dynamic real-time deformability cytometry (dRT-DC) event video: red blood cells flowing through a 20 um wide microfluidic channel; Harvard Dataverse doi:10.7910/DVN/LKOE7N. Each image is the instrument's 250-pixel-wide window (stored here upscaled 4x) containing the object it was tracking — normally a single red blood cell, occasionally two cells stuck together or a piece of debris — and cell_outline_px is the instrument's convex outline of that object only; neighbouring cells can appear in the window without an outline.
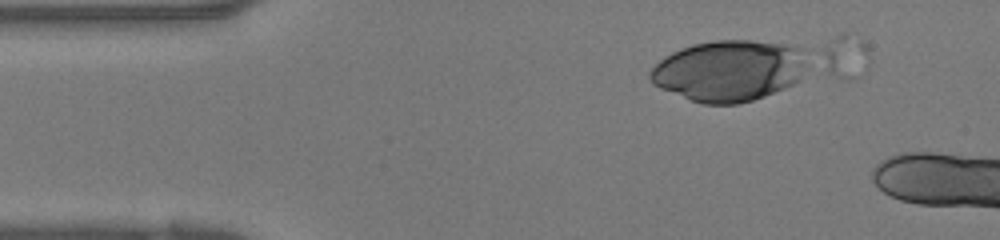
{"species": "human", "species_latin": "Homo sapiens", "temperature_condition": "warm", "stored_images_in_passage": 14, "camera_frame_rate_fps": 3000, "um_per_image_px": 0.085, "donor": {"sex": "female"}, "frame": {"image": 1, "passage_image": 4, "time_ms": 1.0, "image_size_px": [1000, 240], "cell_outline_px": [[808, 64], [800, 80], [784, 88], [764, 96], [752, 100], [736, 104], [704, 104], [692, 100], [660, 88], [652, 84], [648, 76], [648, 72], [664, 56], [680, 48], [692, 44], [716, 40], [752, 40], [780, 44], [804, 48]], "centroid_in_image_um": [61.97, 6.0], "position_along_channel_um": 23.0, "area_um2": 56.18}}
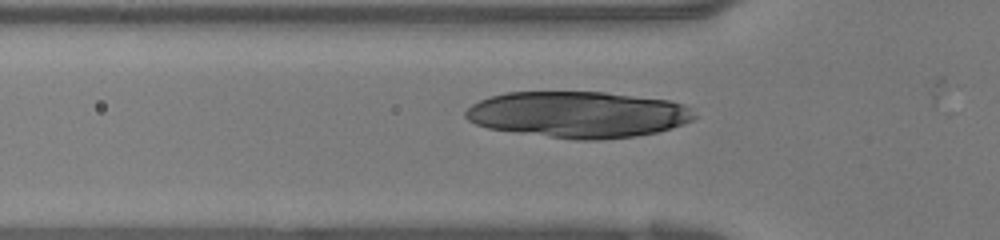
{"frame": {"image": 2, "passage_image": 11, "time_ms": 3.333, "image_size_px": [1000, 240], "cell_outline_px": [[696, 116], [692, 120], [656, 132], [636, 136], [596, 140], [576, 140], [488, 128], [476, 124], [468, 120], [464, 116], [464, 112], [472, 104], [480, 100], [492, 96], [508, 92], [604, 92], [668, 100], [684, 104]], "centroid_in_image_um": [49.11, 9.73], "position_along_channel_um": 76.7, "area_um2": 61.21}}